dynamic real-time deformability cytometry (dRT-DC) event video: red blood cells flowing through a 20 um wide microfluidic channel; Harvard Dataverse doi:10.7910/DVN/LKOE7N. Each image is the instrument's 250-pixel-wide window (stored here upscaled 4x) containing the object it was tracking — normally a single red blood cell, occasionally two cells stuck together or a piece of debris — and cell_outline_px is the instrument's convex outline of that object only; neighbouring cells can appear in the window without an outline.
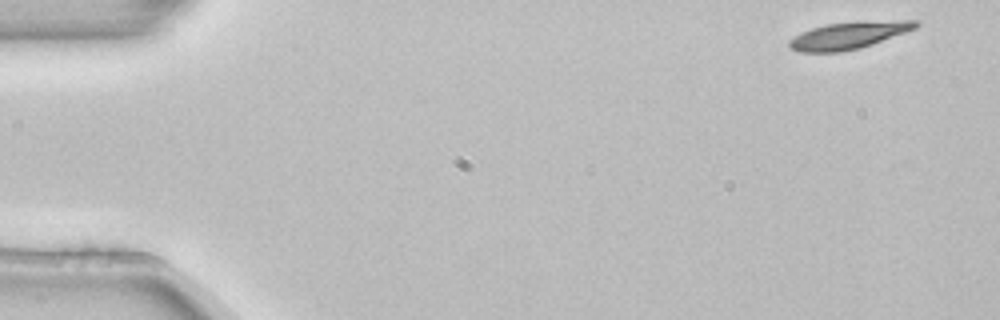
{"species": "common noctule bat (a hibernating species)", "species_latin": "Nyctalus noctula", "temperature_condition": "room temperature", "stored_images_in_passage": 4, "camera_frame_rate_fps": 3000, "um_per_image_px": 0.085, "animal": {"sex": "female", "body_mass_g": 22.7, "forearm_length_mm": 54.2}, "frame": {"image": 1, "passage_image": 1, "time_ms": 0.0, "image_size_px": [1000, 320], "cell_outline_px": [[920, 24], [916, 28], [872, 44], [860, 48], [840, 52], [800, 52], [792, 48], [788, 44], [788, 40], [800, 32], [812, 28], [828, 24], [896, 20], [920, 20]], "centroid_in_image_um": [72.13, 3.01], "position_along_channel_um": 12.9, "area_um2": 19.65}}